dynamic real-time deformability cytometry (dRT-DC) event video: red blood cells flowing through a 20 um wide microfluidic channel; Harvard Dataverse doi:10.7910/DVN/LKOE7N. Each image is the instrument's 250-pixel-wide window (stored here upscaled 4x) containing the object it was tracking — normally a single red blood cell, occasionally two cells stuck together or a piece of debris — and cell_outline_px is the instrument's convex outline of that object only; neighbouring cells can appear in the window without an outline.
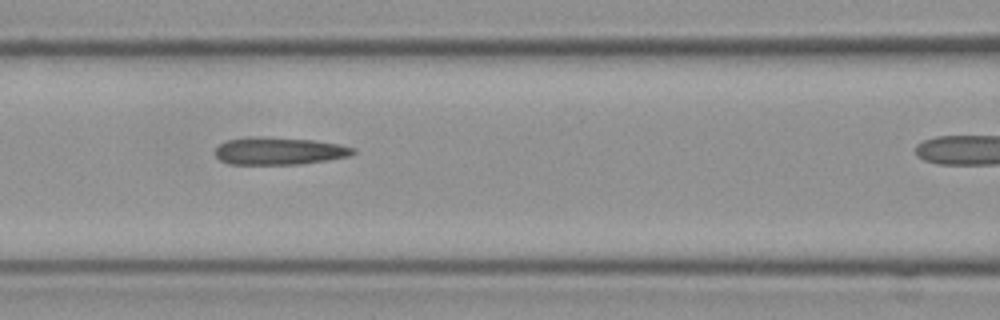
{"species": "Egyptian fruit bat (a non-hibernating species)", "species_latin": "Rousettus aegyptiacus", "temperature_condition": "cold", "stored_images_in_passage": 4, "camera_frame_rate_fps": 3000, "um_per_image_px": 0.085, "frame": {"image": 1, "passage_image": 3, "time_ms": 0.667, "image_size_px": [1000, 320], "cell_outline_px": [[356, 152], [352, 156], [300, 164], [228, 164], [220, 160], [216, 156], [216, 148], [220, 144], [228, 140], [248, 136], [264, 136], [312, 140], [340, 144], [356, 148]], "centroid_in_image_um": [23.75, 12.82], "position_along_channel_um": 142.9, "area_um2": 22.25}}